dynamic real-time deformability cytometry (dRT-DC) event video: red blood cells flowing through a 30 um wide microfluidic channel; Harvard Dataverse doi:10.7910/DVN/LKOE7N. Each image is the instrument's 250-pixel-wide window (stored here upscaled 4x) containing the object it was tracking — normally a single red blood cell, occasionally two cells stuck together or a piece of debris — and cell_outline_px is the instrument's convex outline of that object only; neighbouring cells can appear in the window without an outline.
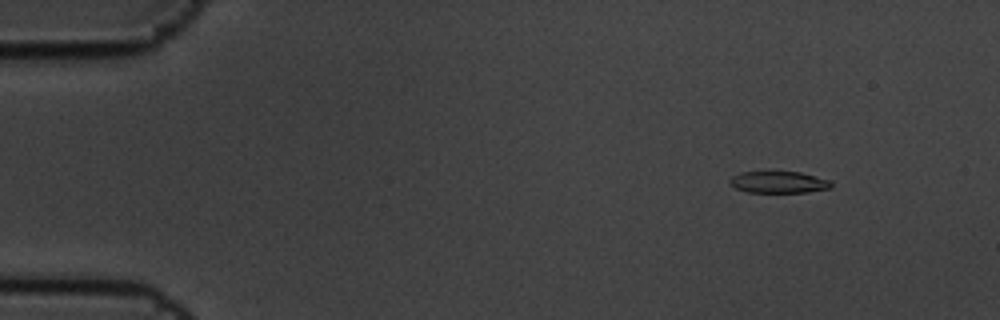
{"species": "common noctule bat (a hibernating species)", "species_latin": "Nyctalus noctula", "temperature_condition": "cold", "stored_images_in_passage": 13, "camera_frame_rate_fps": 3000, "um_per_image_px": 0.085, "animal": {"sex": "male", "body_mass_g": 19.5, "forearm_length_mm": 54.6}, "frame": {"image": 1, "passage_image": 2, "time_ms": 0.333, "image_size_px": [1000, 320], "cell_outline_px": [[832, 188], [808, 192], [748, 192], [736, 188], [728, 184], [728, 180], [732, 176], [740, 172], [800, 172], [828, 180], [832, 184]], "centroid_in_image_um": [66.14, 15.49], "position_along_channel_um": 18.9, "area_um2": 12.77}}
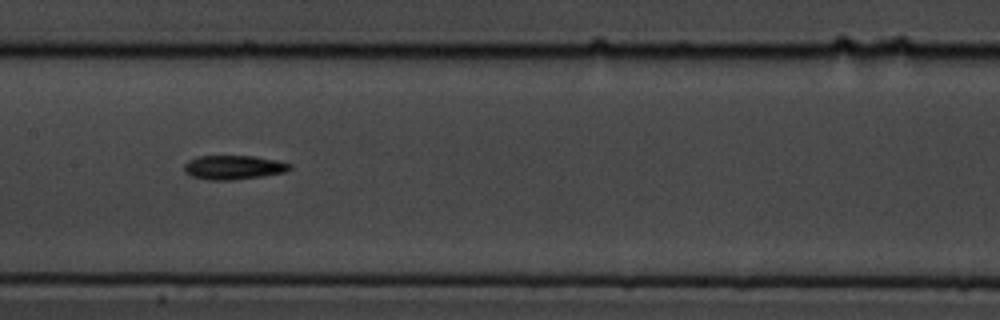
{"frame": {"image": 2, "passage_image": 8, "time_ms": 2.333, "image_size_px": [1000, 320], "cell_outline_px": [[292, 168], [284, 172], [260, 176], [232, 180], [208, 180], [192, 176], [184, 172], [184, 164], [188, 160], [200, 156], [256, 156], [276, 160], [292, 164]], "centroid_in_image_um": [19.84, 14.22], "position_along_channel_um": 187.6, "area_um2": 14.8}}
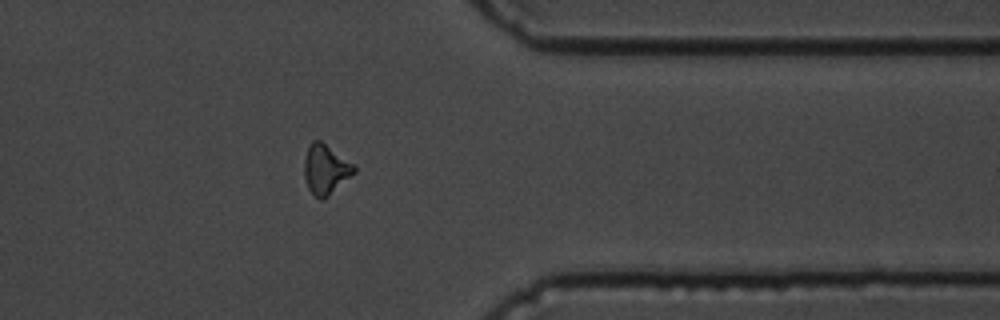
{"frame": {"image": 3, "passage_image": 13, "time_ms": 4.0, "image_size_px": [1000, 320], "cell_outline_px": [[356, 172], [324, 200], [320, 200], [312, 196], [308, 188], [304, 176], [304, 160], [308, 148], [312, 140], [320, 140], [356, 164]], "centroid_in_image_um": [27.69, 14.42], "position_along_channel_um": 383.7, "area_um2": 14.8}}